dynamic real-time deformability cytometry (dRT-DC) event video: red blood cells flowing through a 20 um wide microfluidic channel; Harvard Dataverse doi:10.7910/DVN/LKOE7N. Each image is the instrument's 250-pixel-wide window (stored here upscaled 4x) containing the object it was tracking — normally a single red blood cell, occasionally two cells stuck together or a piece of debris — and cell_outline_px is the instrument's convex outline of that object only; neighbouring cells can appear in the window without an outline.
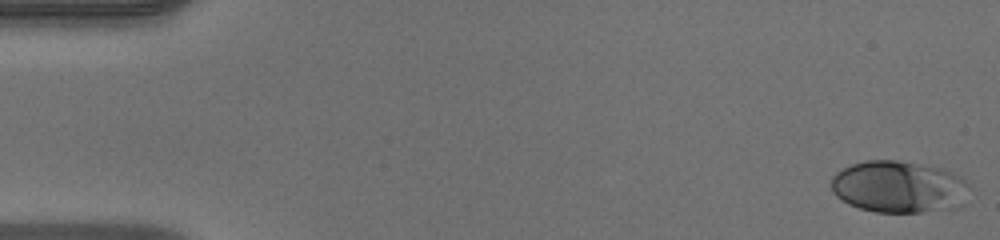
{"species": "human", "species_latin": "Homo sapiens", "temperature_condition": "warm", "stored_images_in_passage": 50, "camera_frame_rate_fps": 3000, "um_per_image_px": 0.085, "donor": {"sex": "male"}, "frame": {"image": 1, "passage_image": 1, "time_ms": 0.0, "image_size_px": [1000, 240], "cell_outline_px": [[968, 184], [964, 204], [956, 208], [920, 212], [876, 212], [860, 208], [848, 204], [840, 200], [832, 192], [832, 176], [836, 172], [852, 164], [864, 160], [896, 160], [944, 168], [960, 176]], "centroid_in_image_um": [76.39, 15.88], "position_along_channel_um": 8.6, "area_um2": 42.02}}
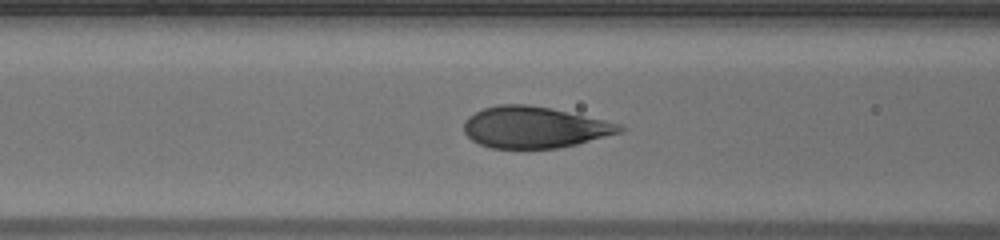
{"frame": {"image": 2, "passage_image": 20, "time_ms": 6.333, "image_size_px": [1000, 240], "cell_outline_px": [[628, 128], [624, 132], [576, 144], [556, 148], [492, 148], [480, 144], [472, 140], [464, 132], [464, 120], [468, 116], [484, 108], [500, 104], [528, 104], [552, 108], [604, 120], [620, 124]], "centroid_in_image_um": [45.44, 10.81], "position_along_channel_um": 121.2, "area_um2": 37.63}}
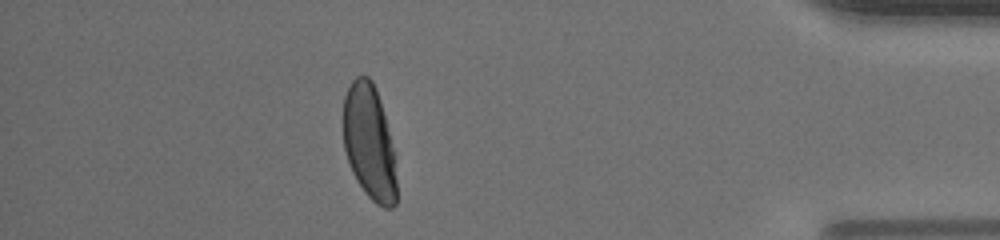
{"frame": {"image": 3, "passage_image": 44, "time_ms": 14.333, "image_size_px": [1000, 240], "cell_outline_px": [[396, 204], [392, 208], [384, 208], [376, 204], [364, 192], [352, 172], [344, 148], [344, 96], [352, 80], [356, 76], [368, 76], [372, 80], [376, 88], [380, 100], [392, 148], [396, 180]], "centroid_in_image_um": [31.37, 12.11], "position_along_channel_um": 403.8, "area_um2": 35.26}, "authors_computed_cell_mechanics": {"area_um2": 38.437, "velocity_mm_per_s": 4.0888, "shape_relaxation_time_tau1_ms": 3.59, "shape_relaxation_time_tau2_ms": null, "deformation_change_tau1": 0.1929, "deformation_change_tau2": null}}